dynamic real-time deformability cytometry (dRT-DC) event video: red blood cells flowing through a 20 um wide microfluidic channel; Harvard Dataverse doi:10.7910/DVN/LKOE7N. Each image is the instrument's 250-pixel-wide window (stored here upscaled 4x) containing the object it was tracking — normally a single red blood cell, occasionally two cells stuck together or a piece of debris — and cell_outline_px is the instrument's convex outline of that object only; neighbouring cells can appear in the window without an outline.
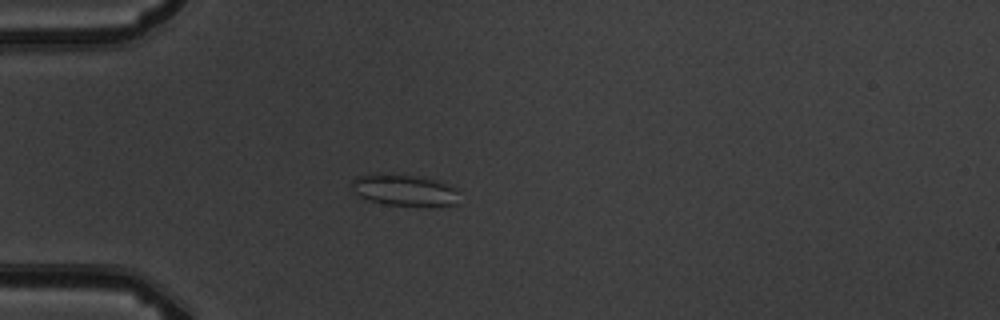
{"species": "common noctule bat (a hibernating species)", "species_latin": "Nyctalus noctula", "temperature_condition": "warm", "stored_images_in_passage": 1, "camera_frame_rate_fps": 3000, "um_per_image_px": 0.085, "animal": {"sex": "male", "body_mass_g": 19.5, "forearm_length_mm": 54.6}, "frame": {"image": 1, "passage_image": 1, "time_ms": 0.0, "image_size_px": [1000, 320], "cell_outline_px": [[456, 204], [384, 204], [368, 200], [360, 196], [352, 188], [352, 180], [356, 176], [372, 172], [380, 172], [424, 176], [436, 180], [456, 188]], "centroid_in_image_um": [34.26, 16.08], "position_along_channel_um": 50.7, "area_um2": 19.48}}